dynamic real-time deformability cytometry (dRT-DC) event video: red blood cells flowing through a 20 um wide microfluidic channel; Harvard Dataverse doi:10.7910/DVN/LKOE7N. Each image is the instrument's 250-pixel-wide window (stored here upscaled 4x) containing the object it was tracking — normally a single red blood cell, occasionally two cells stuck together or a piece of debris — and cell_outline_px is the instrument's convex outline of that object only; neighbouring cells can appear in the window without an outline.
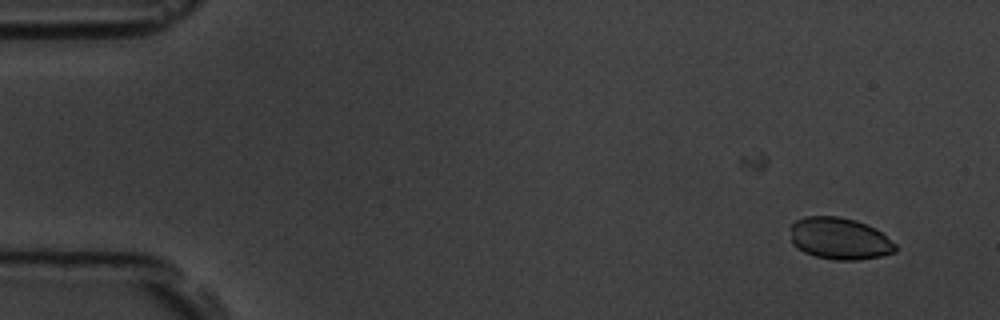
{"species": "common noctule bat (a hibernating species)", "species_latin": "Nyctalus noctula", "temperature_condition": "room temperature", "stored_images_in_passage": 7, "camera_frame_rate_fps": 3000, "um_per_image_px": 0.085, "animal": {"sex": "male", "body_mass_g": 19.5, "forearm_length_mm": 54.6}, "frame": {"image": 1, "passage_image": 2, "time_ms": 1.0, "image_size_px": [1000, 320], "cell_outline_px": [[896, 252], [880, 256], [860, 260], [832, 260], [816, 256], [804, 252], [796, 248], [792, 244], [792, 224], [796, 220], [804, 216], [840, 216], [856, 220], [876, 228], [896, 244]], "centroid_in_image_um": [71.38, 20.28], "position_along_channel_um": 13.6, "area_um2": 25.78}}
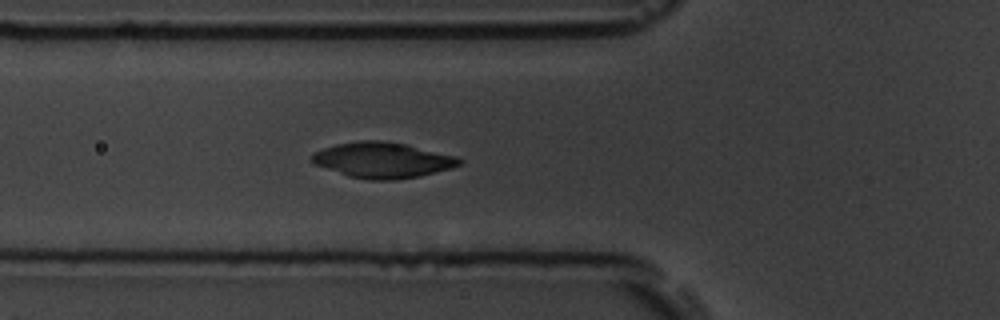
{"frame": {"image": 2, "passage_image": 7, "time_ms": 6.667, "image_size_px": [1000, 320], "cell_outline_px": [[464, 160], [460, 164], [452, 168], [420, 176], [396, 180], [368, 180], [348, 176], [312, 164], [308, 160], [312, 152], [336, 144], [360, 140], [380, 140], [404, 144], [456, 156]], "centroid_in_image_um": [32.46, 13.62], "position_along_channel_um": 93.3, "area_um2": 30.81}}